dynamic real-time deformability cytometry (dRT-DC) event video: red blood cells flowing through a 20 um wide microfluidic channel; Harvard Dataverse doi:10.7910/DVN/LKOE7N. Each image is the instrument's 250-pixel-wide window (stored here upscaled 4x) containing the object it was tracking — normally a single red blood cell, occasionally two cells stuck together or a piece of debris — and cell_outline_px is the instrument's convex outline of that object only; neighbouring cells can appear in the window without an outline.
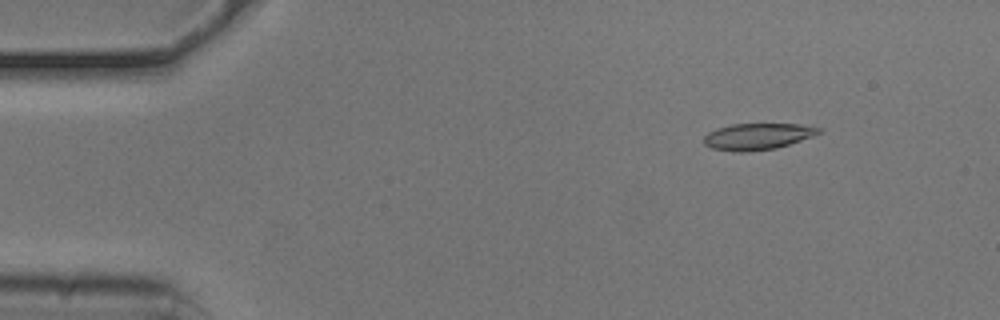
{"species": "common noctule bat (a hibernating species)", "species_latin": "Nyctalus noctula", "temperature_condition": "cold", "stored_images_in_passage": 54, "camera_frame_rate_fps": 3000, "um_per_image_px": 0.085, "animal": {"sex": "male", "body_mass_g": 20.5, "forearm_length_mm": 52.5}, "frame": {"image": 1, "passage_image": 7, "time_ms": 2.0, "image_size_px": [1000, 320], "cell_outline_px": [[820, 132], [812, 136], [776, 148], [748, 152], [736, 152], [712, 148], [704, 144], [704, 136], [708, 132], [716, 128], [732, 124], [800, 124], [820, 128]], "centroid_in_image_um": [64.34, 11.6], "position_along_channel_um": 20.7, "area_um2": 17.57}}
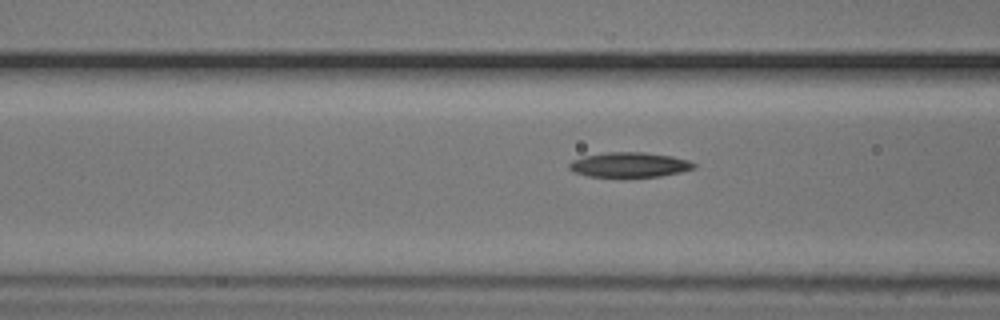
{"frame": {"image": 2, "passage_image": 21, "time_ms": 6.667, "image_size_px": [1000, 320], "cell_outline_px": [[696, 168], [680, 172], [660, 176], [588, 176], [572, 172], [568, 168], [568, 164], [572, 160], [584, 156], [604, 152], [644, 152], [672, 156], [688, 160], [696, 164]], "centroid_in_image_um": [53.48, 13.99], "position_along_channel_um": 113.1, "area_um2": 18.03}}
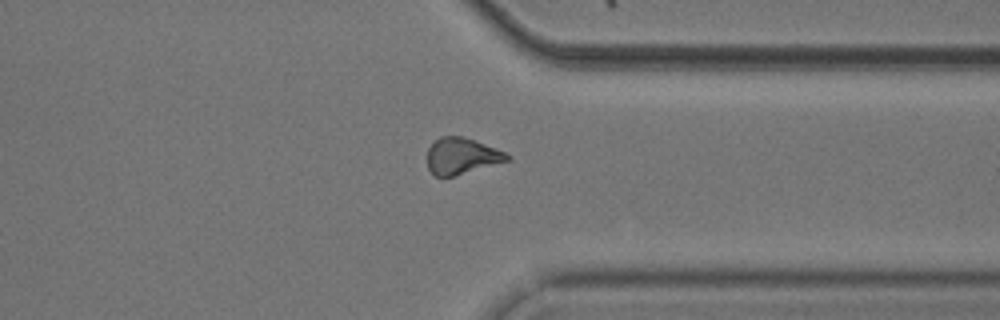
{"frame": {"image": 3, "passage_image": 42, "time_ms": 13.667, "image_size_px": [1000, 320], "cell_outline_px": [[512, 156], [508, 160], [452, 176], [436, 176], [428, 168], [428, 148], [440, 136], [464, 136], [496, 148]], "centroid_in_image_um": [39.23, 13.24], "position_along_channel_um": 372.2, "area_um2": 16.53}, "authors_computed_cell_mechanics": {"area_um2": 17.8024, "velocity_mm_per_s": 3.7256, "shape_relaxation_time_tau1_ms": 9.6616, "shape_relaxation_time_tau2_ms": 5.3578, "deformation_change_tau1": 0.2205, "deformation_change_tau2": 0.1378}}